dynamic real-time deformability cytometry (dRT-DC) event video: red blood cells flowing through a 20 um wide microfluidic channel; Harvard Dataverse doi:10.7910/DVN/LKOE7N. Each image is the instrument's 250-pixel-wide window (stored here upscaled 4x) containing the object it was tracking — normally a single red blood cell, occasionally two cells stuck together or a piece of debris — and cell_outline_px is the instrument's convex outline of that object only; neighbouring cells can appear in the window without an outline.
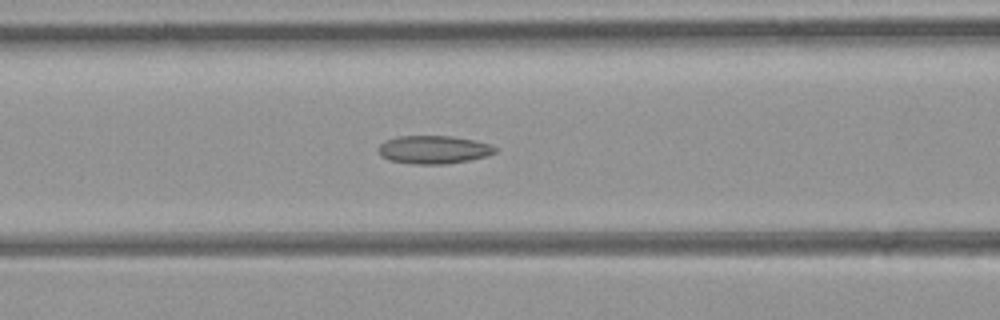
{"species": "common noctule bat (a hibernating species)", "species_latin": "Nyctalus noctula", "temperature_condition": "room temperature", "stored_images_in_passage": 40, "camera_frame_rate_fps": 3000, "um_per_image_px": 0.085, "animal": {"sex": "female", "body_mass_g": 21.9}, "frame": {"image": 1, "passage_image": 19, "time_ms": 6.0, "image_size_px": [1000, 320], "cell_outline_px": [[496, 152], [488, 156], [468, 160], [444, 164], [412, 164], [388, 160], [380, 156], [376, 148], [384, 140], [400, 136], [452, 136], [476, 140], [492, 144], [496, 148]], "centroid_in_image_um": [36.84, 12.72], "position_along_channel_um": 129.8, "area_um2": 19.42}}
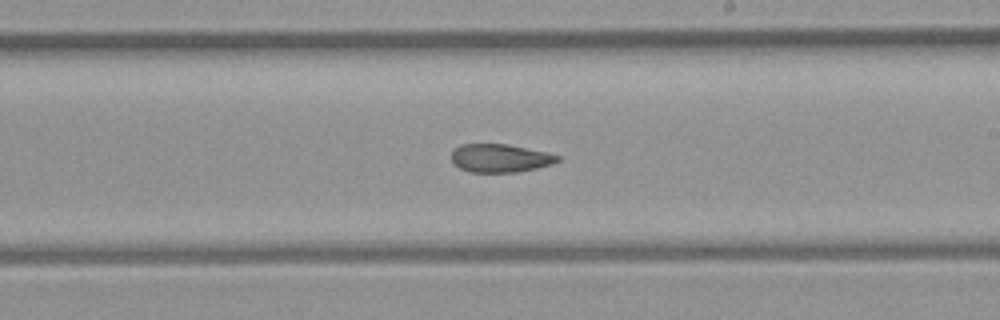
{"frame": {"image": 2, "passage_image": 27, "time_ms": 8.667, "image_size_px": [1000, 320], "cell_outline_px": [[560, 160], [552, 164], [536, 168], [516, 172], [472, 172], [460, 168], [452, 164], [452, 152], [460, 144], [508, 144], [548, 152], [560, 156]], "centroid_in_image_um": [42.52, 13.44], "position_along_channel_um": 246.5, "area_um2": 17.51}}
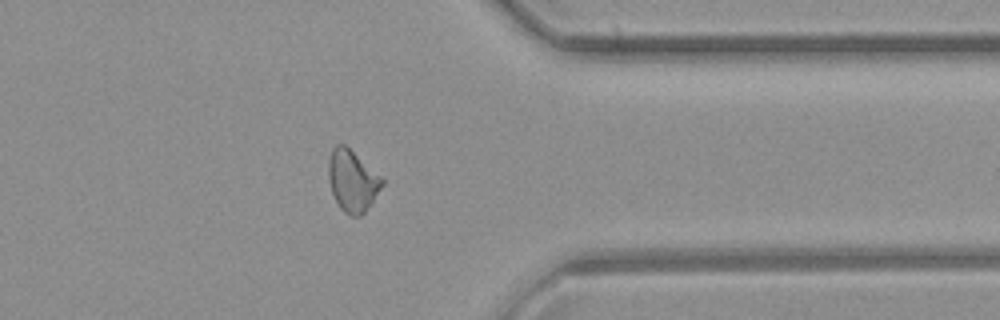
{"frame": {"image": 3, "passage_image": 37, "time_ms": 12.0, "image_size_px": [1000, 320], "cell_outline_px": [[384, 184], [364, 212], [360, 216], [352, 216], [344, 212], [340, 208], [332, 192], [328, 176], [328, 160], [332, 148], [336, 144], [344, 144], [380, 176], [384, 180]], "centroid_in_image_um": [29.93, 15.36], "position_along_channel_um": 381.5, "area_um2": 18.84}}